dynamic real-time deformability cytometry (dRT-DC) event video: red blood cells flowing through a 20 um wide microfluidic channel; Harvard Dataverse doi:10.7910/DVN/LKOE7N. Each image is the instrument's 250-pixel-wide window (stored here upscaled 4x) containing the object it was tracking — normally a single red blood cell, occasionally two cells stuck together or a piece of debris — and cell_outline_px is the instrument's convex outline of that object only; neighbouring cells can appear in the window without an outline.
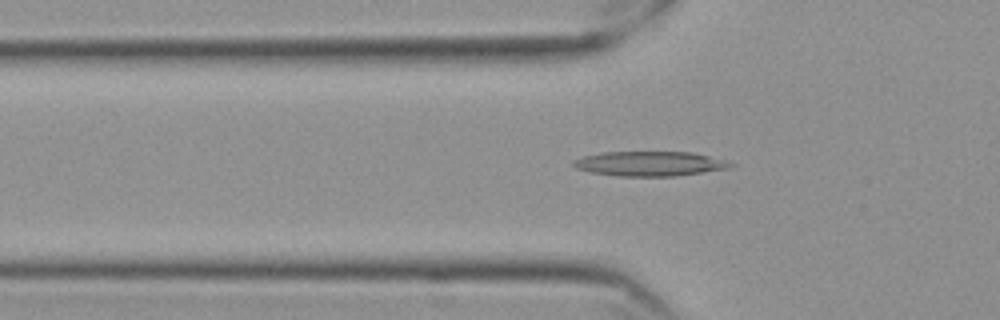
{"species": "Egyptian fruit bat (a non-hibernating species)", "species_latin": "Rousettus aegyptiacus", "temperature_condition": "cold", "stored_images_in_passage": 40, "camera_frame_rate_fps": 3000, "um_per_image_px": 0.085, "frame": {"image": 1, "passage_image": 10, "time_ms": 3.0, "image_size_px": [1000, 320], "cell_outline_px": [[736, 164], [728, 168], [676, 176], [616, 176], [588, 172], [576, 168], [572, 164], [572, 160], [584, 156], [600, 152], [692, 152], [724, 160]], "centroid_in_image_um": [55.17, 13.91], "position_along_channel_um": 70.6, "area_um2": 22.6}}
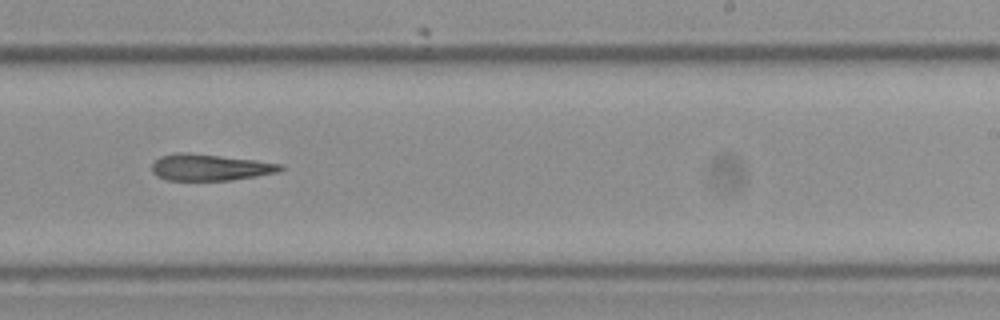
{"frame": {"image": 2, "passage_image": 27, "time_ms": 8.667, "image_size_px": [1000, 320], "cell_outline_px": [[284, 168], [280, 172], [232, 180], [164, 180], [156, 176], [152, 172], [152, 164], [160, 156], [176, 152], [188, 152], [284, 164]], "centroid_in_image_um": [17.83, 14.23], "position_along_channel_um": 271.2, "area_um2": 19.88}}
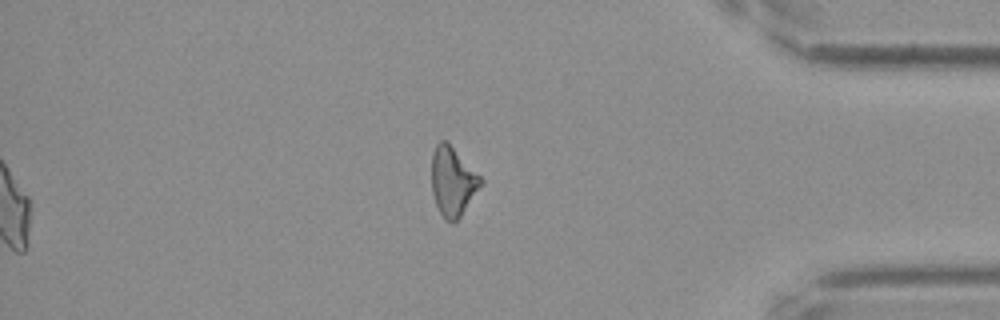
{"frame": {"image": 3, "passage_image": 40, "time_ms": 13.0, "image_size_px": [1000, 320], "cell_outline_px": [[484, 184], [460, 216], [452, 224], [444, 220], [436, 204], [432, 192], [432, 152], [436, 144], [440, 140], [448, 140], [484, 180]], "centroid_in_image_um": [38.5, 15.4], "position_along_channel_um": 396.7, "area_um2": 20.11}, "authors_computed_cell_mechanics": {"area_um2": 20.808, "velocity_mm_per_s": 3.5406, "shape_relaxation_time_tau1_ms": null, "shape_relaxation_time_tau2_ms": 9.4031, "deformation_change_tau1": null, "deformation_change_tau2": 0.247}}